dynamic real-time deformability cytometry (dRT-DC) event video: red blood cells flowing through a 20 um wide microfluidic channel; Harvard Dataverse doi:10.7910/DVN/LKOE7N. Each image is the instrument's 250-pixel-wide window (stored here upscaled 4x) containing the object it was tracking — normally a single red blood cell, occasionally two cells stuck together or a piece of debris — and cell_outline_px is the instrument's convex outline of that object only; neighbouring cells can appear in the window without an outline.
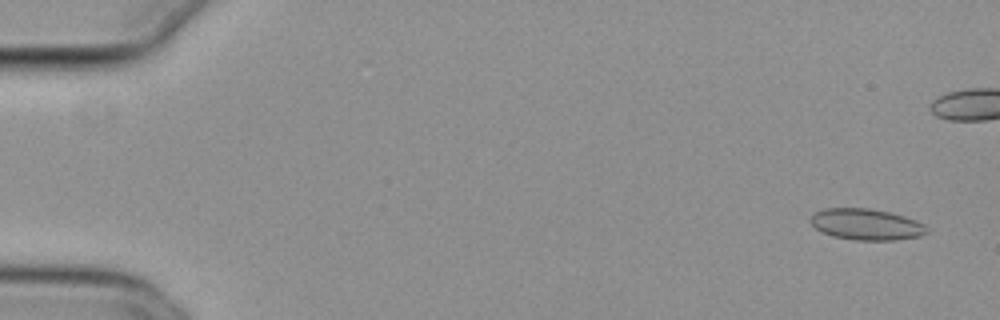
{"species": "common noctule bat (a hibernating species)", "species_latin": "Nyctalus noctula", "temperature_condition": "cold", "stored_images_in_passage": 45, "camera_frame_rate_fps": 3000, "um_per_image_px": 0.085, "animal": {"sex": "female", "body_mass_g": 29.2, "forearm_length_mm": 56.3}, "frame": {"image": 1, "passage_image": 3, "time_ms": 0.667, "image_size_px": [1000, 320], "cell_outline_px": [[928, 232], [920, 236], [896, 240], [856, 240], [832, 236], [820, 232], [808, 220], [816, 212], [824, 208], [868, 208], [888, 212], [904, 216], [916, 220], [924, 224]], "centroid_in_image_um": [73.62, 19.07], "position_along_channel_um": 11.4, "area_um2": 21.15}}
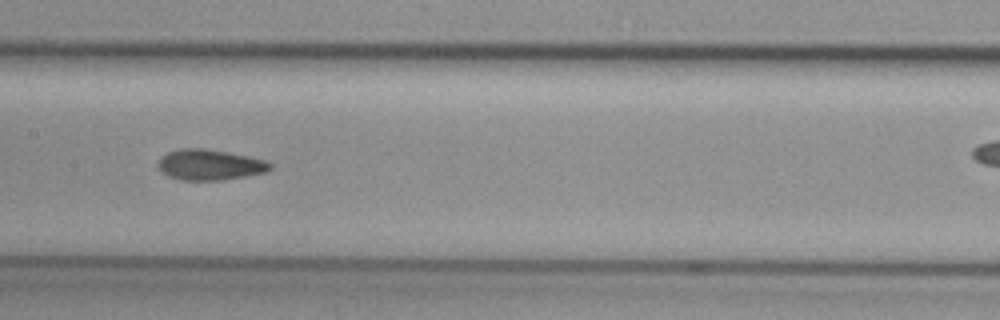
{"frame": {"image": 2, "passage_image": 28, "time_ms": 9.0, "image_size_px": [1000, 320], "cell_outline_px": [[272, 168], [268, 172], [220, 180], [180, 180], [168, 176], [156, 168], [156, 164], [160, 156], [168, 152], [180, 148], [204, 148], [228, 152], [248, 156], [264, 160], [272, 164]], "centroid_in_image_um": [17.78, 14.0], "position_along_channel_um": 189.6, "area_um2": 20.23}}
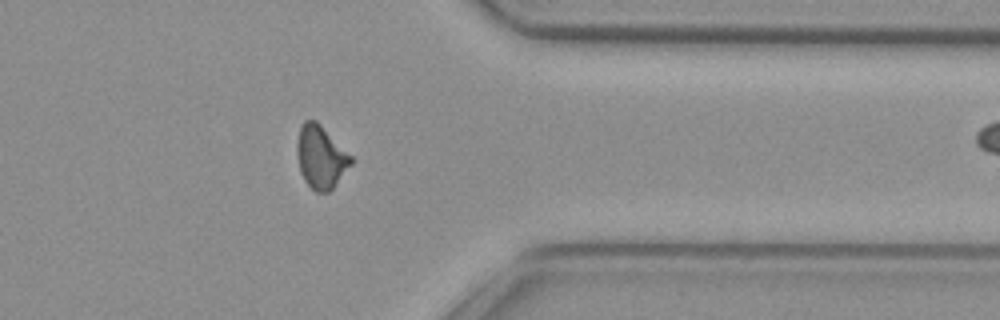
{"frame": {"image": 3, "passage_image": 44, "time_ms": 14.333, "image_size_px": [1000, 320], "cell_outline_px": [[356, 160], [332, 188], [328, 192], [316, 192], [304, 180], [300, 172], [296, 152], [296, 144], [300, 128], [304, 120], [316, 120]], "centroid_in_image_um": [27.27, 13.34], "position_along_channel_um": 384.1, "area_um2": 19.83}}